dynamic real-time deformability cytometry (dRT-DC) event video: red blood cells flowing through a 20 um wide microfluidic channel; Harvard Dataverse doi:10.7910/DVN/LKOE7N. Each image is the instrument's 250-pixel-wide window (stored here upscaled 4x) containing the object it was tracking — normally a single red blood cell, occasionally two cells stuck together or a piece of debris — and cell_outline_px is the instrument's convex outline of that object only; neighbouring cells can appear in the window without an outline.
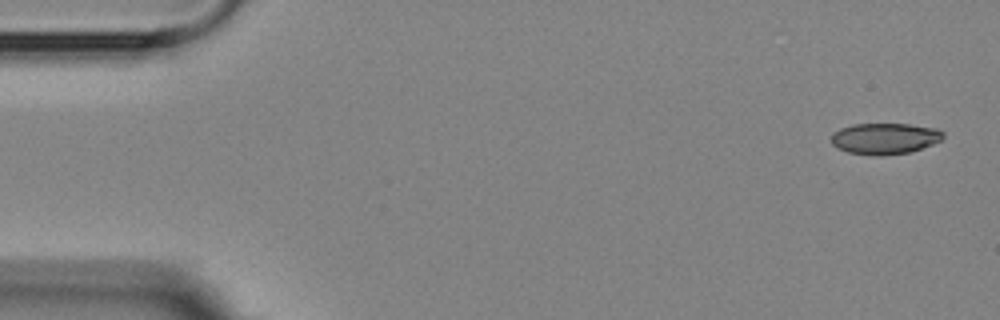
{"species": "Egyptian fruit bat (a non-hibernating species)", "species_latin": "Rousettus aegyptiacus", "temperature_condition": "room temperature", "stored_images_in_passage": 4, "camera_frame_rate_fps": 3000, "um_per_image_px": 0.085, "animal": {"sex": "female"}, "frame": {"image": 1, "passage_image": 1, "time_ms": 0.0, "image_size_px": [1000, 320], "cell_outline_px": [[944, 136], [940, 140], [932, 144], [912, 152], [880, 156], [876, 156], [848, 152], [836, 148], [832, 144], [832, 132], [840, 128], [852, 124], [908, 124], [936, 128], [944, 132]], "centroid_in_image_um": [75.19, 11.78], "position_along_channel_um": 9.8, "area_um2": 20.46}}